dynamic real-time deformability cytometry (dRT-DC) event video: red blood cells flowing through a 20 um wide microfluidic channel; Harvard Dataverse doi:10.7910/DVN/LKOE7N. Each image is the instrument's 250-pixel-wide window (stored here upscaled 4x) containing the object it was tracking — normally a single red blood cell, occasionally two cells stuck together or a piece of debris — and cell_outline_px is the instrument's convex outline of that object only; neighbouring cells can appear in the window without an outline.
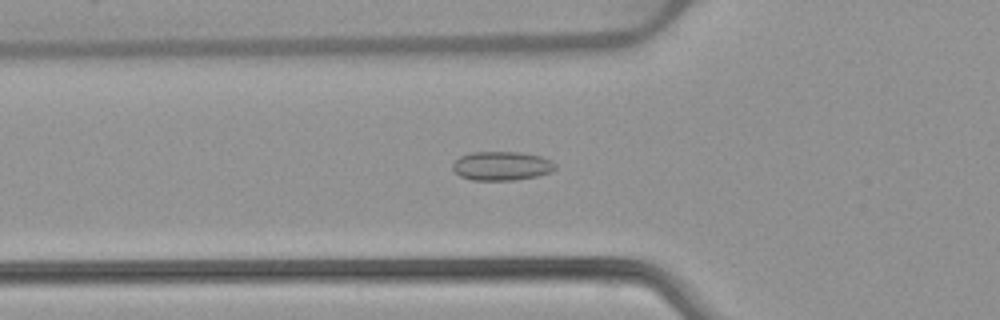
{"species": "common noctule bat (a hibernating species)", "species_latin": "Nyctalus noctula", "temperature_condition": "warm", "stored_images_in_passage": 53, "camera_frame_rate_fps": 3000, "um_per_image_px": 0.085, "animal": {"sex": "female", "body_mass_g": 22.7, "forearm_length_mm": 54.2}, "frame": {"image": 1, "passage_image": 19, "time_ms": 6.0, "image_size_px": [1000, 320], "cell_outline_px": [[556, 168], [552, 172], [536, 176], [516, 180], [472, 180], [460, 176], [452, 168], [452, 164], [460, 156], [472, 152], [520, 152], [540, 156], [552, 160], [556, 164]], "centroid_in_image_um": [42.66, 14.1], "position_along_channel_um": 83.1, "area_um2": 17.4}}
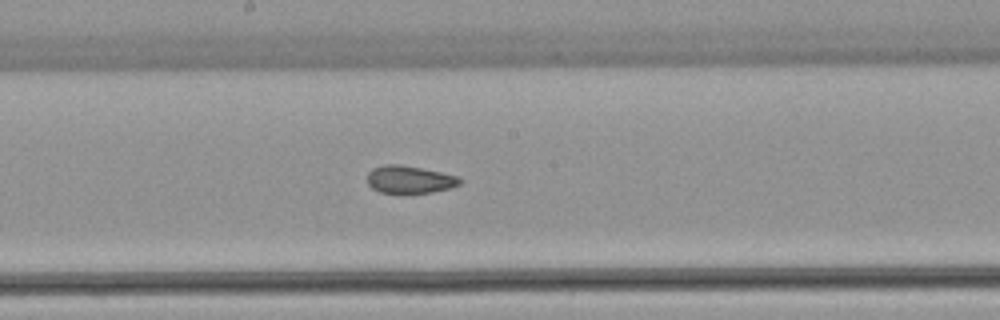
{"frame": {"image": 2, "passage_image": 29, "time_ms": 9.333, "image_size_px": [1000, 320], "cell_outline_px": [[464, 180], [460, 184], [452, 188], [432, 192], [380, 192], [372, 188], [368, 184], [368, 172], [372, 168], [384, 164], [400, 164], [440, 172], [456, 176]], "centroid_in_image_um": [34.82, 15.24], "position_along_channel_um": 213.4, "area_um2": 14.74}}
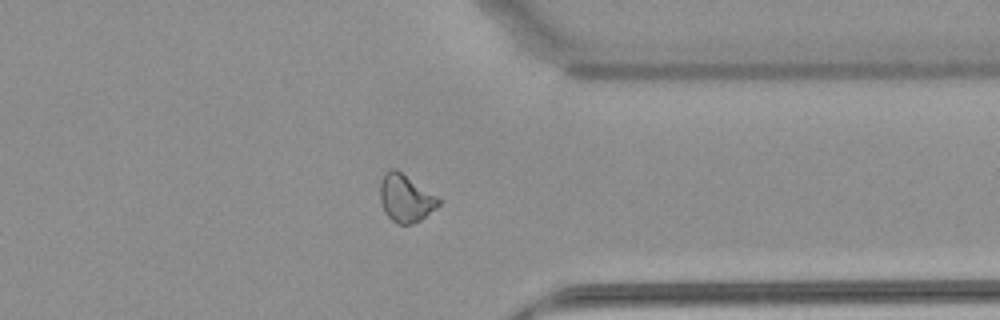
{"frame": {"image": 3, "passage_image": 42, "time_ms": 13.667, "image_size_px": [1000, 320], "cell_outline_px": [[440, 204], [436, 208], [420, 220], [412, 224], [400, 224], [392, 220], [384, 212], [380, 200], [380, 184], [384, 172], [392, 168], [396, 168], [436, 196], [440, 200]], "centroid_in_image_um": [34.45, 16.84], "position_along_channel_um": 377.0, "area_um2": 16.07}, "authors_computed_cell_mechanics": {"area_um2": 16.5308, "velocity_mm_per_s": 3.8894, "shape_relaxation_time_tau1_ms": null, "shape_relaxation_time_tau2_ms": 2.1605, "deformation_change_tau1": null, "deformation_change_tau2": 0.0509}}